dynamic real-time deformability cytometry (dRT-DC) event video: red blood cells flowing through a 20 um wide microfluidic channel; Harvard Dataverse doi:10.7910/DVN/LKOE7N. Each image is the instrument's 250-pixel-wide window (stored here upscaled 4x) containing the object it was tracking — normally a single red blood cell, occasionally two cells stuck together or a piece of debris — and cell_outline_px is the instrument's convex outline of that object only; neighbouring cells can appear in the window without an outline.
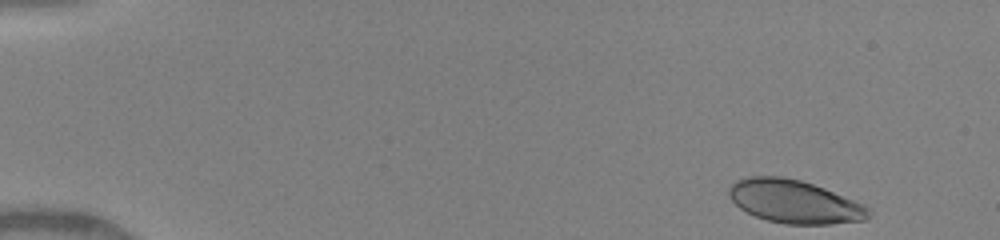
{"species": "human", "species_latin": "Homo sapiens", "temperature_condition": "warm", "stored_images_in_passage": 51, "camera_frame_rate_fps": 3000, "um_per_image_px": 0.085, "donor": {"sex": "female"}, "frame": {"image": 1, "passage_image": 1, "time_ms": 0.0, "image_size_px": [1000, 240], "cell_outline_px": [[872, 216], [864, 220], [832, 224], [784, 224], [768, 220], [756, 216], [740, 208], [728, 196], [728, 188], [736, 180], [748, 176], [780, 176], [800, 180], [824, 188], [864, 204], [872, 212]], "centroid_in_image_um": [67.53, 17.14], "position_along_channel_um": 17.5, "area_um2": 35.14}}
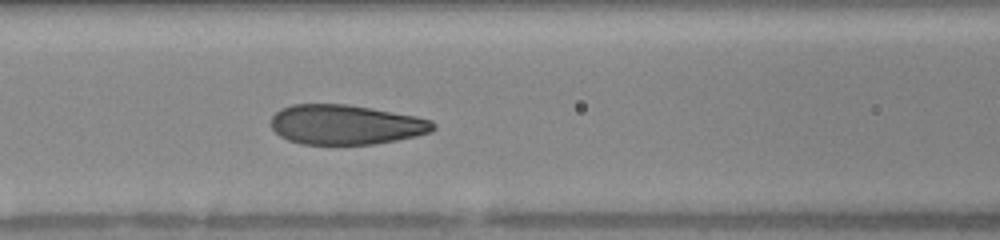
{"frame": {"image": 2, "passage_image": 19, "time_ms": 6.0, "image_size_px": [1000, 240], "cell_outline_px": [[436, 128], [432, 132], [416, 136], [396, 140], [372, 144], [300, 144], [288, 140], [280, 136], [272, 128], [272, 116], [280, 108], [292, 104], [348, 104], [372, 108], [416, 116], [432, 120], [436, 124]], "centroid_in_image_um": [29.41, 10.59], "position_along_channel_um": 137.2, "area_um2": 37.74}}
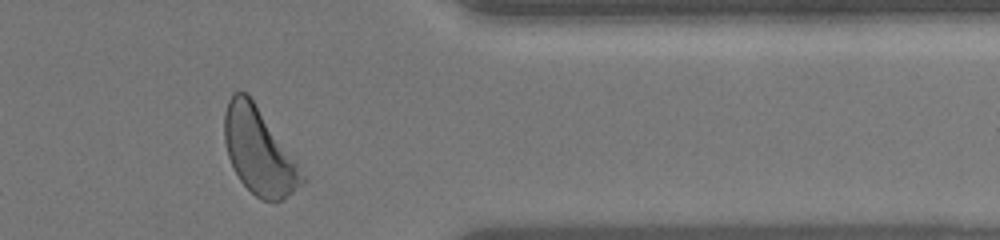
{"frame": {"image": 3, "passage_image": 49, "time_ms": 12.333, "image_size_px": [1000, 240], "cell_outline_px": [[308, 180], [304, 184], [280, 200], [260, 200], [240, 180], [228, 156], [224, 140], [224, 112], [228, 100], [232, 92], [248, 92]], "centroid_in_image_um": [21.98, 12.83], "position_along_channel_um": 389.4, "area_um2": 38.32}, "authors_computed_cell_mechanics": {"area_um2": 38.2636, "velocity_mm_per_s": 4.1301, "shape_relaxation_time_tau1_ms": 3.0179, "shape_relaxation_time_tau2_ms": null, "deformation_change_tau1": 0.1624, "deformation_change_tau2": null}}